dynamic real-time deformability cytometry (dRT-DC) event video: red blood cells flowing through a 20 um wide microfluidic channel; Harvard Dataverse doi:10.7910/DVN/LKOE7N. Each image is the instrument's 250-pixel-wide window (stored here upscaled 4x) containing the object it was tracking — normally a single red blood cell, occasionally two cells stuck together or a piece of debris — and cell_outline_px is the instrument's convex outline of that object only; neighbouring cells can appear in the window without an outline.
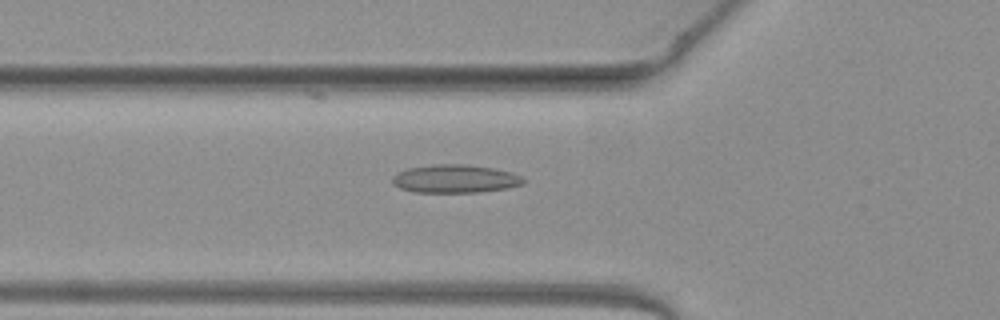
{"species": "common noctule bat (a hibernating species)", "species_latin": "Nyctalus noctula", "temperature_condition": "warm", "stored_images_in_passage": 51, "camera_frame_rate_fps": 3000, "um_per_image_px": 0.085, "animal": {"sex": "female", "body_mass_g": 19.3, "forearm_length_mm": 54.1}, "frame": {"image": 1, "passage_image": 18, "time_ms": 5.667, "image_size_px": [1000, 320], "cell_outline_px": [[524, 184], [508, 188], [480, 192], [412, 192], [400, 188], [392, 184], [392, 176], [408, 168], [432, 164], [464, 164], [492, 168], [512, 172], [520, 176], [524, 180]], "centroid_in_image_um": [38.67, 15.2], "position_along_channel_um": 87.1, "area_um2": 21.56}}
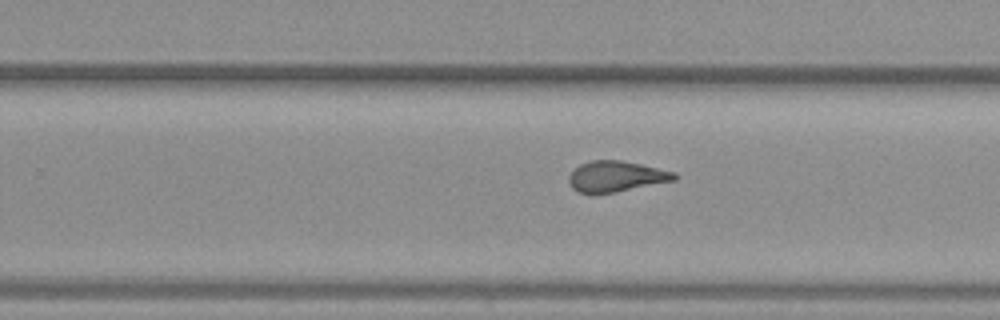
{"frame": {"image": 2, "passage_image": 32, "time_ms": 10.333, "image_size_px": [1000, 320], "cell_outline_px": [[680, 176], [676, 180], [616, 192], [580, 192], [572, 188], [568, 180], [568, 176], [580, 164], [592, 160], [620, 160], [640, 164], [676, 172]], "centroid_in_image_um": [52.42, 14.98], "position_along_channel_um": 277.4, "area_um2": 18.73}}
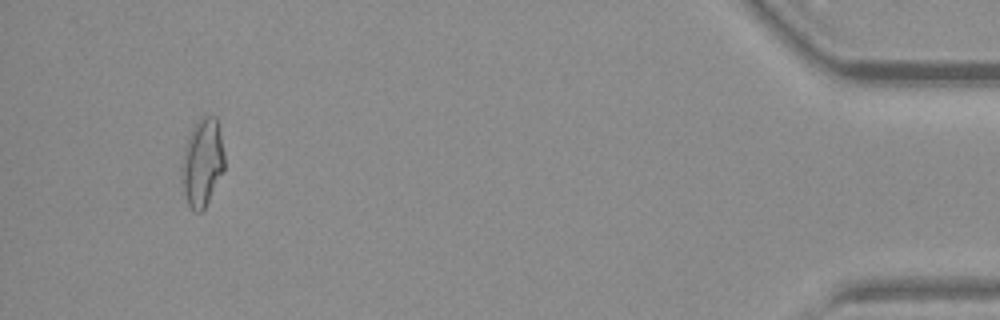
{"frame": {"image": 3, "passage_image": 48, "time_ms": 15.667, "image_size_px": [1000, 320], "cell_outline_px": [[224, 168], [204, 208], [200, 212], [192, 212], [188, 204], [184, 192], [180, 168], [188, 136], [192, 128], [204, 116], [216, 116], [224, 152]], "centroid_in_image_um": [17.18, 13.82], "position_along_channel_um": 418.0, "area_um2": 21.44}, "authors_computed_cell_mechanics": {"area_um2": 20.23, "velocity_mm_per_s": 4.0744, "shape_relaxation_time_tau1_ms": null, "shape_relaxation_time_tau2_ms": 1.5111, "deformation_change_tau1": null, "deformation_change_tau2": 0.0968}}